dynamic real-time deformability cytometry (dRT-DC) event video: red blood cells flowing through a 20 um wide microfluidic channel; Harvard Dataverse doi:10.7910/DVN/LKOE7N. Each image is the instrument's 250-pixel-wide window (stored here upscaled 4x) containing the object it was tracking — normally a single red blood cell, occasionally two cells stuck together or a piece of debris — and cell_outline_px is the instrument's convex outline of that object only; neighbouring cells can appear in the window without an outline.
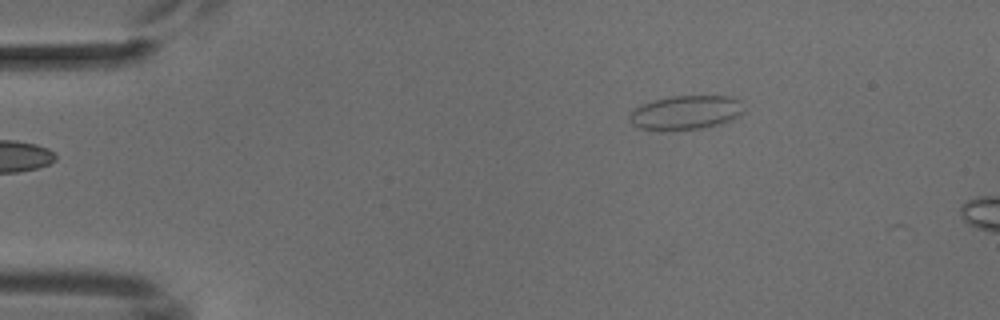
{"species": "common noctule bat (a hibernating species)", "species_latin": "Nyctalus noctula", "temperature_condition": "cold", "stored_images_in_passage": 3, "camera_frame_rate_fps": 3000, "um_per_image_px": 0.085, "animal": {"sex": "male", "body_mass_g": 18.8}, "frame": {"image": 1, "passage_image": 3, "time_ms": 3.333, "image_size_px": [1000, 320], "cell_outline_px": [[740, 116], [724, 124], [704, 128], [660, 132], [640, 128], [632, 124], [628, 120], [628, 116], [636, 108], [652, 100], [672, 96], [732, 96], [740, 100]], "centroid_in_image_um": [58.26, 9.6], "position_along_channel_um": 26.7, "area_um2": 23.06}}